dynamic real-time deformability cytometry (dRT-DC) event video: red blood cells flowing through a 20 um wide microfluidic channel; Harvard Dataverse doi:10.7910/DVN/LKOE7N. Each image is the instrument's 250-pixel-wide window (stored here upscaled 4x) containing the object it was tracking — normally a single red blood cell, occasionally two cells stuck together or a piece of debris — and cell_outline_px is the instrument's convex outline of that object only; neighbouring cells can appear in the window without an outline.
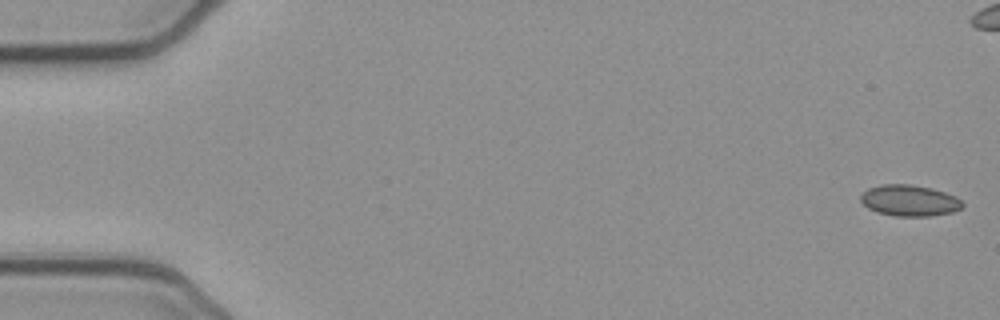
{"species": "common noctule bat (a hibernating species)", "species_latin": "Nyctalus noctula", "temperature_condition": "cold", "stored_images_in_passage": 53, "camera_frame_rate_fps": 3000, "um_per_image_px": 0.085, "animal": {"sex": "female", "body_mass_g": 21.9}, "frame": {"image": 1, "passage_image": 1, "time_ms": 0.0, "image_size_px": [1000, 320], "cell_outline_px": [[964, 204], [960, 208], [952, 212], [928, 216], [896, 216], [876, 212], [868, 208], [860, 200], [860, 196], [868, 188], [880, 184], [912, 184], [932, 188], [956, 196]], "centroid_in_image_um": [77.28, 17.03], "position_along_channel_um": 7.7, "area_um2": 18.5}}
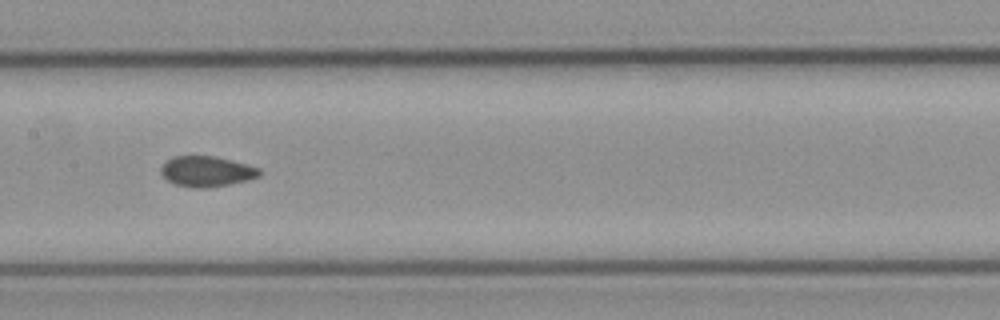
{"frame": {"image": 2, "passage_image": 26, "time_ms": 8.333, "image_size_px": [1000, 320], "cell_outline_px": [[260, 176], [248, 180], [208, 188], [192, 188], [176, 184], [168, 180], [160, 172], [160, 168], [172, 156], [216, 156], [232, 160], [260, 168]], "centroid_in_image_um": [17.57, 14.57], "position_along_channel_um": 189.8, "area_um2": 17.46}}
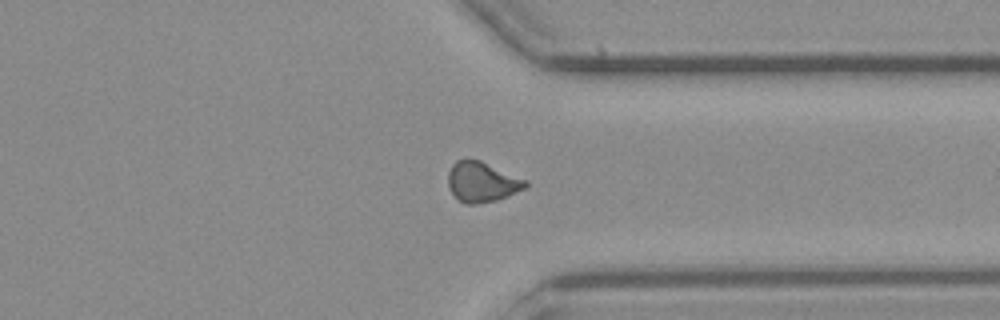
{"frame": {"image": 3, "passage_image": 40, "time_ms": 13.0, "image_size_px": [1000, 320], "cell_outline_px": [[528, 184], [524, 188], [508, 196], [496, 200], [476, 204], [464, 204], [448, 188], [448, 172], [452, 164], [456, 160], [468, 156], [480, 160], [528, 180]], "centroid_in_image_um": [40.95, 15.43], "position_along_channel_um": 370.5, "area_um2": 18.38}, "authors_computed_cell_mechanics": {"area_um2": 17.8602, "velocity_mm_per_s": 3.8971, "shape_relaxation_time_tau1_ms": null, "shape_relaxation_time_tau2_ms": 1.6703, "deformation_change_tau1": null, "deformation_change_tau2": 0.0479}}